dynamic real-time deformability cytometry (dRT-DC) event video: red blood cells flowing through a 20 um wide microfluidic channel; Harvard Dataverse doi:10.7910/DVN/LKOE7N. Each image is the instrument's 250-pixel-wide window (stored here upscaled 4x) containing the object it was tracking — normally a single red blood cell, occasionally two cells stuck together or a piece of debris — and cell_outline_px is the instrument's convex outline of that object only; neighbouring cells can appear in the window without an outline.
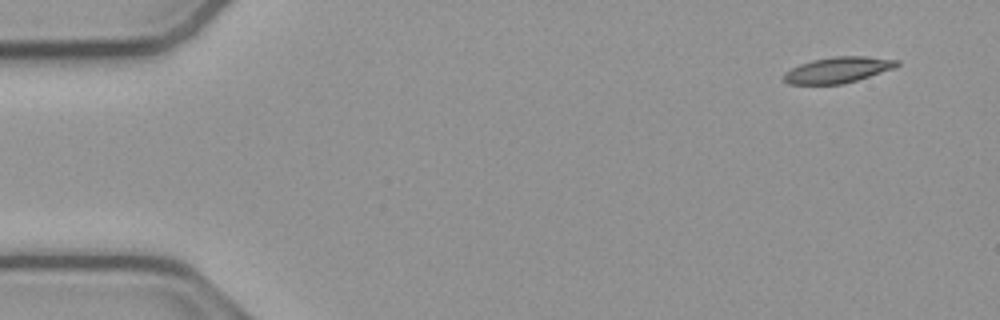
{"species": "common noctule bat (a hibernating species)", "species_latin": "Nyctalus noctula", "temperature_condition": "cold", "stored_images_in_passage": 51, "camera_frame_rate_fps": 3000, "um_per_image_px": 0.085, "animal": {"sex": "male", "body_mass_g": 23.1, "forearm_length_mm": 52.7}, "frame": {"image": 1, "passage_image": 1, "time_ms": 0.0, "image_size_px": [1000, 320], "cell_outline_px": [[900, 64], [892, 68], [844, 84], [788, 84], [784, 80], [784, 72], [800, 64], [812, 60], [832, 56], [864, 56], [900, 60]], "centroid_in_image_um": [71.19, 5.93], "position_along_channel_um": 13.8, "area_um2": 16.88}}
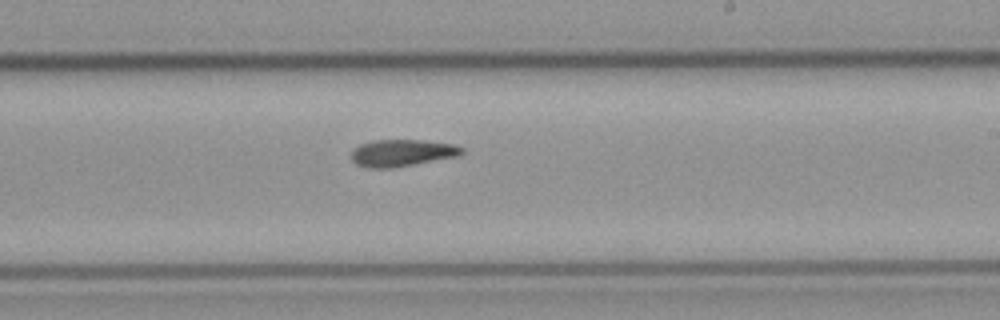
{"frame": {"image": 2, "passage_image": 29, "time_ms": 9.333, "image_size_px": [1000, 320], "cell_outline_px": [[464, 152], [460, 156], [392, 168], [368, 168], [356, 164], [352, 160], [352, 148], [360, 144], [372, 140], [424, 140], [456, 144], [464, 148]], "centroid_in_image_um": [34.2, 12.99], "position_along_channel_um": 254.8, "area_um2": 17.63}}
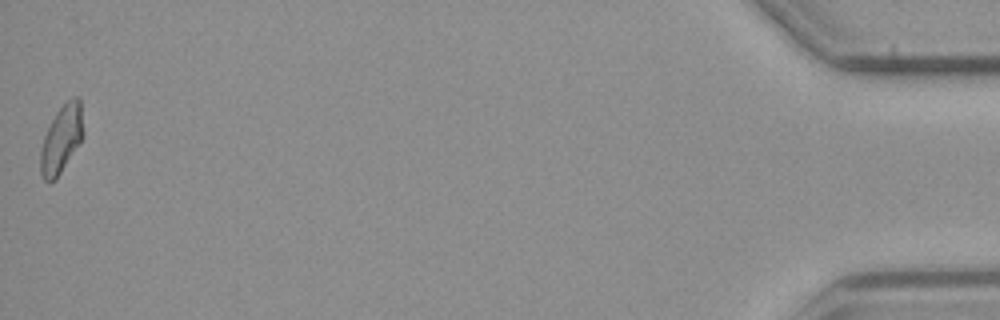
{"frame": {"image": 3, "passage_image": 51, "time_ms": 16.667, "image_size_px": [1000, 320], "cell_outline_px": [[84, 136], [56, 180], [44, 180], [40, 172], [40, 148], [44, 136], [56, 112], [72, 96], [80, 96], [84, 132]], "centroid_in_image_um": [5.24, 11.8], "position_along_channel_um": 430.0, "area_um2": 16.94}}